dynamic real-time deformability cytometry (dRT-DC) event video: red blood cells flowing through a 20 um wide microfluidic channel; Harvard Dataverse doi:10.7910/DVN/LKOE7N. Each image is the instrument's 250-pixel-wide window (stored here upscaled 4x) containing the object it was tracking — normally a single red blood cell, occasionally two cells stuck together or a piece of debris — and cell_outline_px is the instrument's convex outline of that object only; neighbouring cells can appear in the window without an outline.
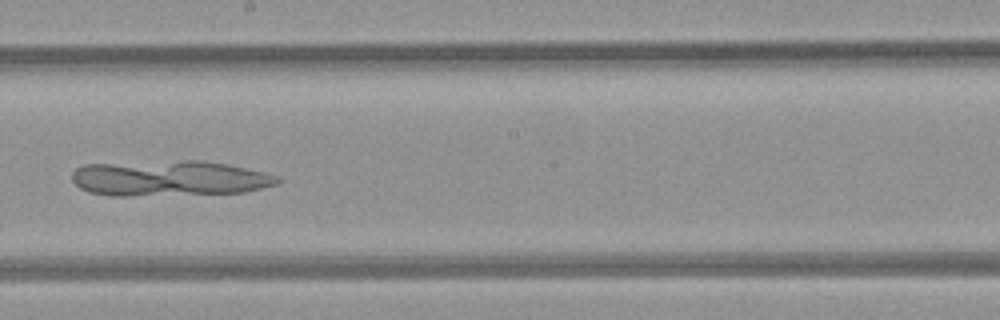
{"species": "common noctule bat (a hibernating species)", "species_latin": "Nyctalus noctula", "temperature_condition": "room temperature", "stored_images_in_passage": 47, "camera_frame_rate_fps": 3000, "um_per_image_px": 0.085, "animal": {"sex": "female", "body_mass_g": 21.9}, "frame": {"image": 1, "passage_image": 26, "time_ms": 8.333, "image_size_px": [1000, 320], "cell_outline_px": [[284, 180], [280, 184], [244, 192], [128, 196], [108, 196], [88, 192], [80, 188], [72, 180], [72, 172], [76, 168], [84, 164], [184, 160], [200, 160], [228, 164], [268, 172], [280, 176]], "centroid_in_image_um": [14.45, 15.15], "position_along_channel_um": 233.8, "area_um2": 43.12}}